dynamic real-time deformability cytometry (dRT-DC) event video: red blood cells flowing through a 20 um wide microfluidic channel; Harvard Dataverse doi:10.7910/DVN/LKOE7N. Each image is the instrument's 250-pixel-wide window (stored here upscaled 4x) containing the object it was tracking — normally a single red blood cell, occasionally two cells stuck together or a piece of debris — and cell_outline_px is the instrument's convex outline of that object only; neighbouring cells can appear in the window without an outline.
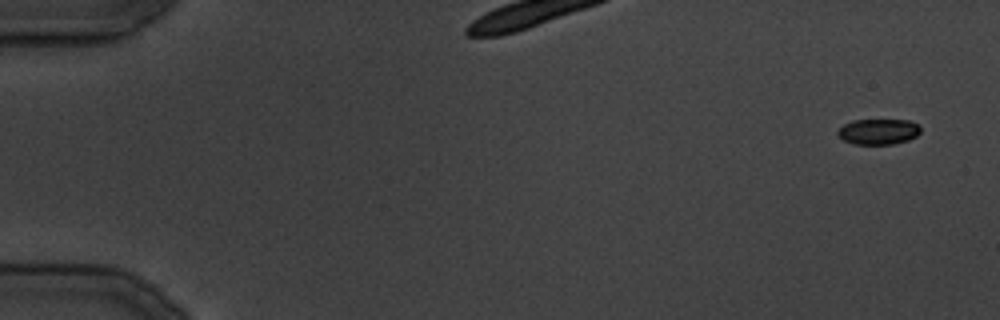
{"species": "common noctule bat (a hibernating species)", "species_latin": "Nyctalus noctula", "temperature_condition": "cold", "stored_images_in_passage": 10, "camera_frame_rate_fps": 3000, "um_per_image_px": 0.085, "animal": {"sex": "male", "body_mass_g": 19.5, "forearm_length_mm": 54.6}, "frame": {"image": 1, "passage_image": 1, "time_ms": 0.0, "image_size_px": [1000, 320], "cell_outline_px": [[920, 132], [916, 136], [908, 140], [892, 144], [856, 144], [844, 140], [836, 132], [844, 124], [852, 120], [908, 120], [920, 124]], "centroid_in_image_um": [74.69, 11.18], "position_along_channel_um": 10.3, "area_um2": 12.31}}
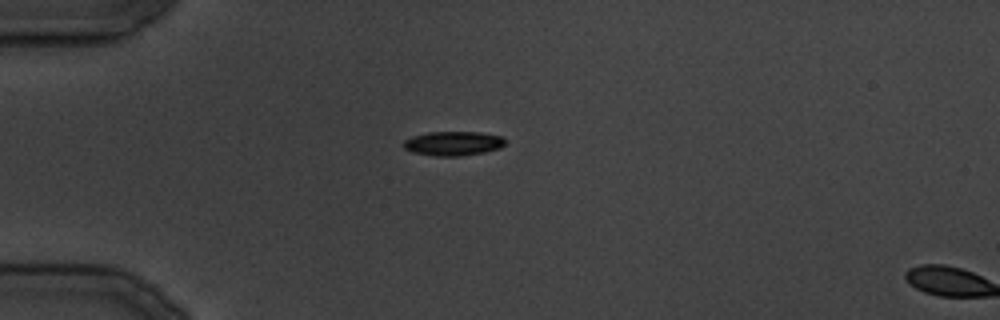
{"frame": {"image": 2, "passage_image": 9, "time_ms": 10.0, "image_size_px": [1000, 320], "cell_outline_px": [[504, 144], [500, 148], [484, 152], [460, 156], [436, 156], [412, 152], [404, 148], [404, 140], [412, 136], [428, 132], [480, 132], [504, 136]], "centroid_in_image_um": [38.53, 12.18], "position_along_channel_um": 46.5, "area_um2": 14.39}}